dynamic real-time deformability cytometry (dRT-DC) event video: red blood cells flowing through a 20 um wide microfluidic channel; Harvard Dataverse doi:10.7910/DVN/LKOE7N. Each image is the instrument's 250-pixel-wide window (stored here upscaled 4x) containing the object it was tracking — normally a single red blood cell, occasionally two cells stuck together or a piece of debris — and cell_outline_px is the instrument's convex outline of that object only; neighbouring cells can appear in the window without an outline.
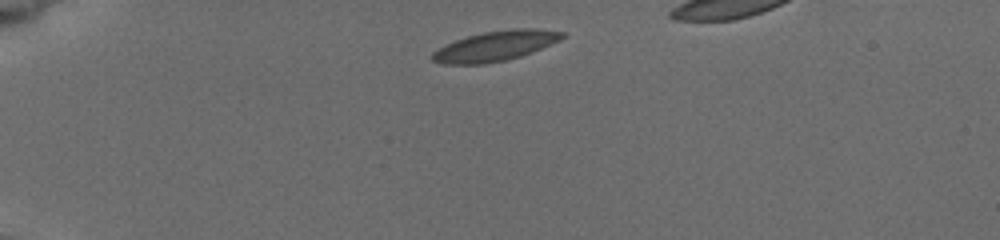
{"species": "common noctule bat (a hibernating species)", "species_latin": "Nyctalus noctula", "temperature_condition": "cold", "stored_images_in_passage": 5, "segment_of_instrument_passage": [1, 2], "camera_frame_rate_fps": 3000, "um_per_image_px": 0.085, "animal": {"sex": "female", "body_mass_g": 19.5, "forearm_length_mm": 54.1}, "frame": {"image": 1, "passage_image": 1, "time_ms": 0.0, "image_size_px": [1000, 240], "cell_outline_px": [[564, 36], [560, 40], [520, 56], [504, 60], [480, 64], [444, 64], [432, 60], [432, 52], [456, 40], [468, 36], [484, 32], [512, 28], [536, 28], [564, 32]], "centroid_in_image_um": [42.11, 3.9], "position_along_channel_um": 42.9, "area_um2": 22.25}}
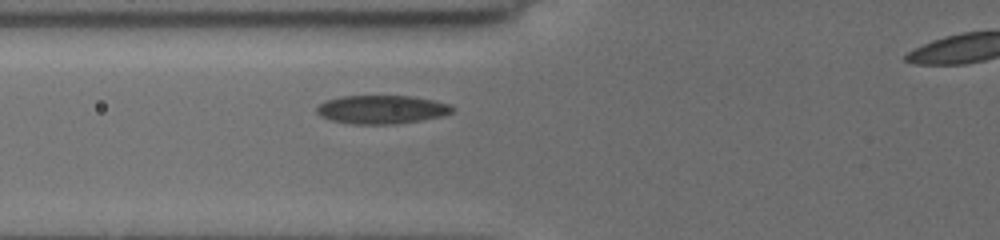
{"frame": {"image": 2, "passage_image": 4, "time_ms": 2.667, "image_size_px": [1000, 240], "cell_outline_px": [[456, 108], [452, 112], [440, 116], [420, 120], [396, 124], [356, 124], [332, 120], [320, 116], [316, 112], [316, 108], [324, 100], [340, 96], [412, 96], [432, 100], [448, 104]], "centroid_in_image_um": [32.41, 9.3], "position_along_channel_um": 93.4, "area_um2": 22.43}}